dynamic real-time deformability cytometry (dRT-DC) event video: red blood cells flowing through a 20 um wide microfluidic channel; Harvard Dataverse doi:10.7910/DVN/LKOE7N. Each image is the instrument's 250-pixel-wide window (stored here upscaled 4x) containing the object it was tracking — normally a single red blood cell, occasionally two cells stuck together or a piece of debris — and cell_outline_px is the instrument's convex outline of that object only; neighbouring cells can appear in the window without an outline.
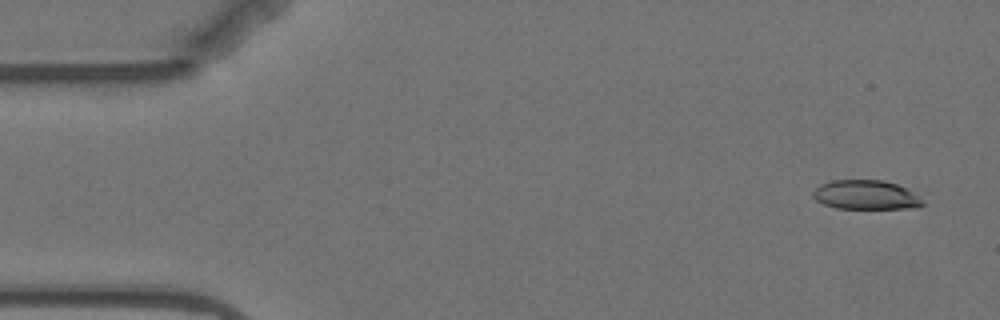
{"species": "Egyptian fruit bat (a non-hibernating species)", "species_latin": "Rousettus aegyptiacus", "temperature_condition": "warm", "stored_images_in_passage": 4, "camera_frame_rate_fps": 3000, "um_per_image_px": 0.085, "animal": {"sex": "female"}, "frame": {"image": 1, "passage_image": 1, "time_ms": 0.0, "image_size_px": [1000, 320], "cell_outline_px": [[928, 204], [916, 208], [836, 208], [824, 204], [816, 200], [812, 196], [812, 192], [820, 184], [832, 180], [884, 180], [908, 188], [920, 196]], "centroid_in_image_um": [73.66, 16.56], "position_along_channel_um": 11.3, "area_um2": 18.96}}
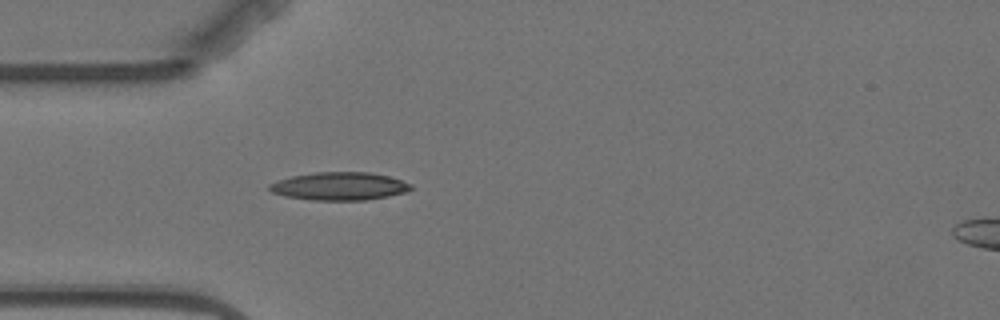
{"frame": {"image": 2, "passage_image": 4, "time_ms": 4.333, "image_size_px": [1000, 320], "cell_outline_px": [[412, 188], [404, 192], [388, 196], [364, 200], [312, 200], [284, 196], [272, 192], [268, 188], [268, 184], [292, 176], [316, 172], [368, 172], [388, 176], [412, 184]], "centroid_in_image_um": [28.83, 15.83], "position_along_channel_um": 56.2, "area_um2": 22.89}}